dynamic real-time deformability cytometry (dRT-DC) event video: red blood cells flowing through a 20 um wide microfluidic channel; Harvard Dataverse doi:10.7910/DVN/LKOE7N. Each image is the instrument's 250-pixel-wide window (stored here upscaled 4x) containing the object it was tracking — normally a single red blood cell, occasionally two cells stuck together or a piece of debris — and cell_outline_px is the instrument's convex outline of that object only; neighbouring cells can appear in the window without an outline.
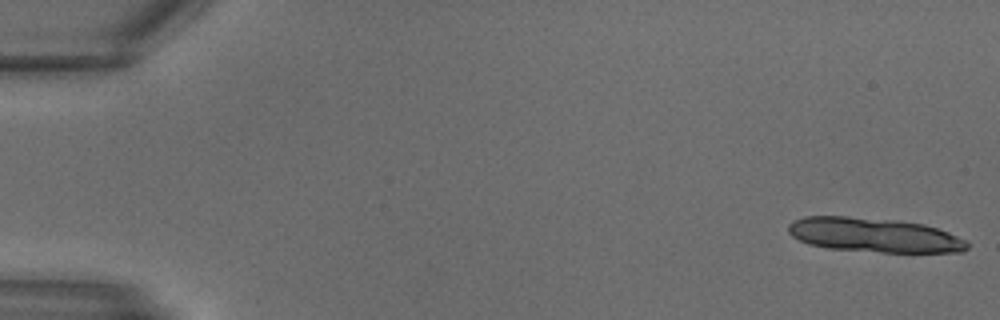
{"species": "common noctule bat (a hibernating species)", "species_latin": "Nyctalus noctula", "temperature_condition": "warm", "stored_images_in_passage": 4, "camera_frame_rate_fps": 3000, "um_per_image_px": 0.085, "animal": {"sex": "male", "body_mass_g": 18.8}, "frame": {"image": 1, "passage_image": 1, "time_ms": 0.0, "image_size_px": [1000, 320], "cell_outline_px": [[968, 248], [964, 252], [880, 252], [828, 248], [808, 244], [792, 236], [788, 232], [788, 224], [792, 220], [804, 216], [848, 216], [896, 220], [924, 224], [948, 232], [964, 240], [968, 244]], "centroid_in_image_um": [74.26, 19.97], "position_along_channel_um": 10.7, "area_um2": 35.84}}